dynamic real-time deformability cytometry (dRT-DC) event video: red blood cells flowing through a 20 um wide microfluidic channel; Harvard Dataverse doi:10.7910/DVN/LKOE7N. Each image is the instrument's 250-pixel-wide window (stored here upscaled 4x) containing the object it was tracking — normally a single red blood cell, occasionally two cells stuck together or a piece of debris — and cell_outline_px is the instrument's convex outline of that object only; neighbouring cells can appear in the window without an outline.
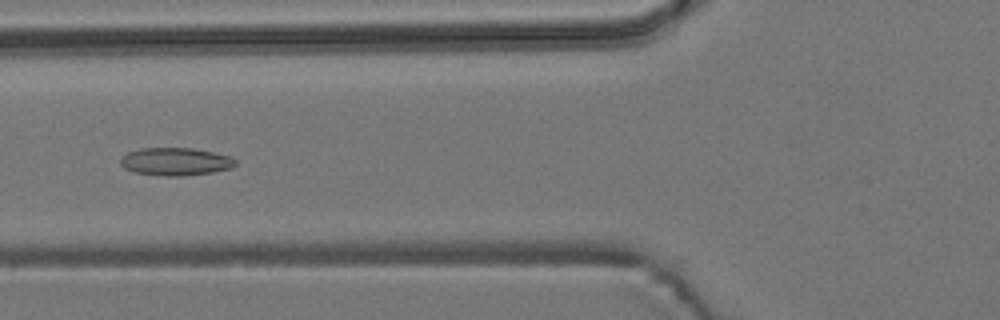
{"species": "common noctule bat (a hibernating species)", "species_latin": "Nyctalus noctula", "temperature_condition": "room temperature", "stored_images_in_passage": 7, "camera_frame_rate_fps": 3000, "um_per_image_px": 0.085, "animal": {"sex": "male", "body_mass_g": 19.2, "forearm_length_mm": 51.8}, "frame": {"image": 1, "passage_image": 5, "time_ms": 1.333, "image_size_px": [1000, 320], "cell_outline_px": [[236, 164], [228, 168], [212, 172], [184, 176], [164, 176], [136, 172], [124, 168], [120, 164], [120, 160], [128, 152], [140, 148], [192, 148], [212, 152], [228, 156], [236, 160]], "centroid_in_image_um": [14.89, 13.73], "position_along_channel_um": 110.9, "area_um2": 18.38}}
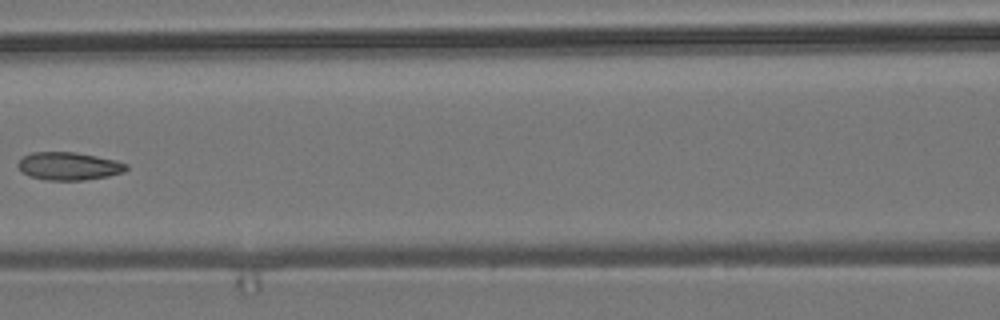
{"frame": {"image": 2, "passage_image": 6, "time_ms": 1.667, "image_size_px": [1000, 320], "cell_outline_px": [[128, 168], [124, 172], [108, 176], [84, 180], [48, 180], [28, 176], [16, 164], [24, 156], [32, 152], [76, 152], [116, 160], [128, 164]], "centroid_in_image_um": [5.87, 14.12], "position_along_channel_um": 160.7, "area_um2": 17.57}}
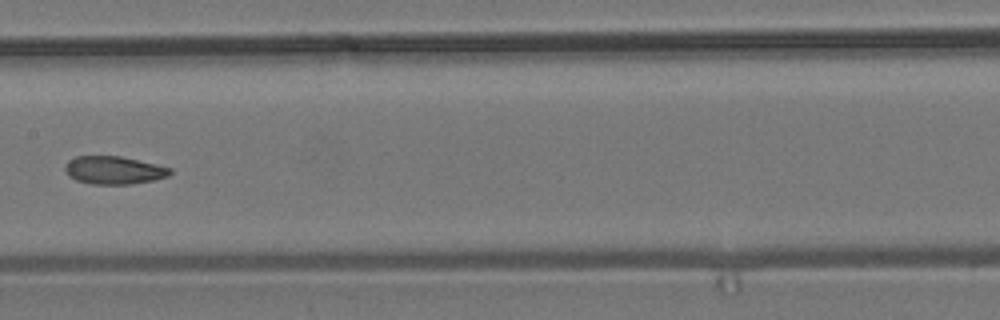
{"frame": {"image": 3, "passage_image": 7, "time_ms": 2.0, "image_size_px": [1000, 320], "cell_outline_px": [[172, 172], [168, 176], [152, 180], [128, 184], [92, 184], [76, 180], [68, 176], [64, 168], [64, 164], [68, 160], [76, 156], [120, 156], [156, 164], [172, 168]], "centroid_in_image_um": [9.65, 14.46], "position_along_channel_um": 197.8, "area_um2": 17.11}}